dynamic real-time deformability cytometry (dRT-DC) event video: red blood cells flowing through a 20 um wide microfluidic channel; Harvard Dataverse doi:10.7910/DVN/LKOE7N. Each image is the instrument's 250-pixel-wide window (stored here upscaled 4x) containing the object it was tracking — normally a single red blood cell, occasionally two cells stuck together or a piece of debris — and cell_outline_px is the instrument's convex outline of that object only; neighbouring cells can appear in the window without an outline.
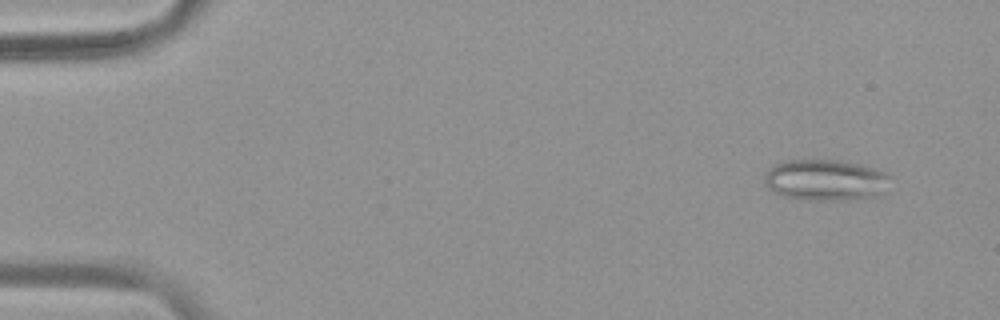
{"species": "common noctule bat (a hibernating species)", "species_latin": "Nyctalus noctula", "temperature_condition": "warm", "stored_images_in_passage": 6, "camera_frame_rate_fps": 3000, "um_per_image_px": 0.085, "animal": {"sex": "female", "body_mass_g": 19.9}, "frame": {"image": 1, "passage_image": 1, "time_ms": 0.0, "image_size_px": [1000, 320], "cell_outline_px": [[888, 176], [880, 196], [848, 200], [808, 200], [784, 196], [768, 188], [764, 184], [764, 172], [768, 168], [776, 164], [788, 160], [840, 160], [860, 164], [888, 172]], "centroid_in_image_um": [70.13, 15.3], "position_along_channel_um": 14.9, "area_um2": 30.17}}